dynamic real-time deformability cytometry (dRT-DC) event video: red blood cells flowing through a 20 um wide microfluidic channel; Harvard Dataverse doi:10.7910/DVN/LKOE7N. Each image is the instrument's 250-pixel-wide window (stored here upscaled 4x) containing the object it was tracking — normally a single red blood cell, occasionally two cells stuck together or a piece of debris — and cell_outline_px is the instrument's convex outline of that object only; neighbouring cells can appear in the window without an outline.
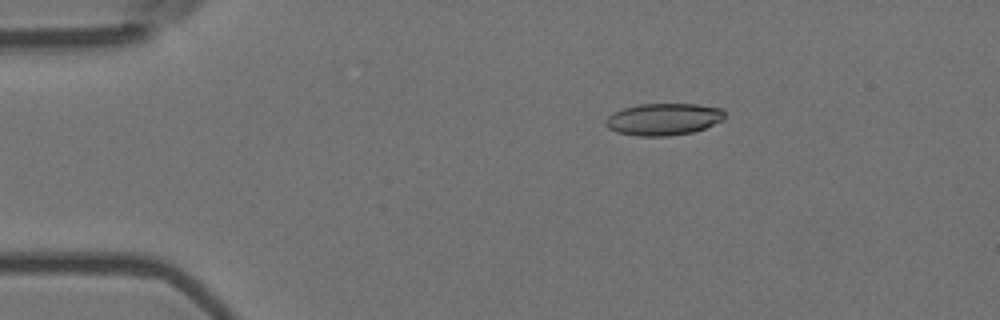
{"species": "Egyptian fruit bat (a non-hibernating species)", "species_latin": "Rousettus aegyptiacus", "temperature_condition": "room temperature", "stored_images_in_passage": 4, "camera_frame_rate_fps": 3000, "um_per_image_px": 0.085, "animal": {"sex": "female"}, "frame": {"image": 1, "passage_image": 3, "time_ms": 0.667, "image_size_px": [1000, 320], "cell_outline_px": [[724, 120], [704, 128], [692, 132], [668, 136], [636, 136], [616, 132], [608, 128], [604, 124], [604, 120], [612, 112], [624, 108], [640, 104], [696, 104], [720, 108], [724, 112]], "centroid_in_image_um": [56.36, 10.14], "position_along_channel_um": 28.6, "area_um2": 22.25}}